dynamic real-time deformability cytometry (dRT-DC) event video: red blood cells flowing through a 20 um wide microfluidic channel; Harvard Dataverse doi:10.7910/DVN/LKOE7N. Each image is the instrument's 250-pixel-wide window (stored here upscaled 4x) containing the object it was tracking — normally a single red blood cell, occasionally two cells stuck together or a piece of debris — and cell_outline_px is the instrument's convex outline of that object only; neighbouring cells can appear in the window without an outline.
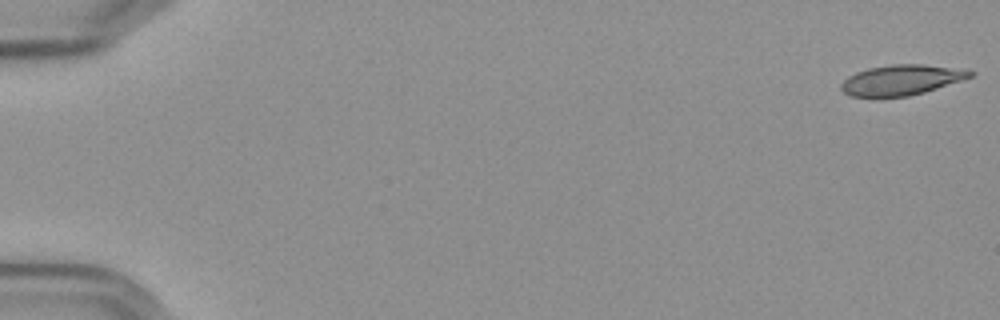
{"species": "Egyptian fruit bat (a non-hibernating species)", "species_latin": "Rousettus aegyptiacus", "temperature_condition": "cold", "stored_images_in_passage": 57, "camera_frame_rate_fps": 3000, "um_per_image_px": 0.085, "frame": {"image": 1, "passage_image": 1, "time_ms": 0.0, "image_size_px": [1000, 320], "cell_outline_px": [[976, 72], [972, 76], [924, 92], [908, 96], [880, 100], [852, 96], [844, 92], [840, 88], [840, 84], [848, 76], [856, 72], [868, 68], [892, 64], [924, 64]], "centroid_in_image_um": [76.49, 6.84], "position_along_channel_um": 8.5, "area_um2": 23.06}}
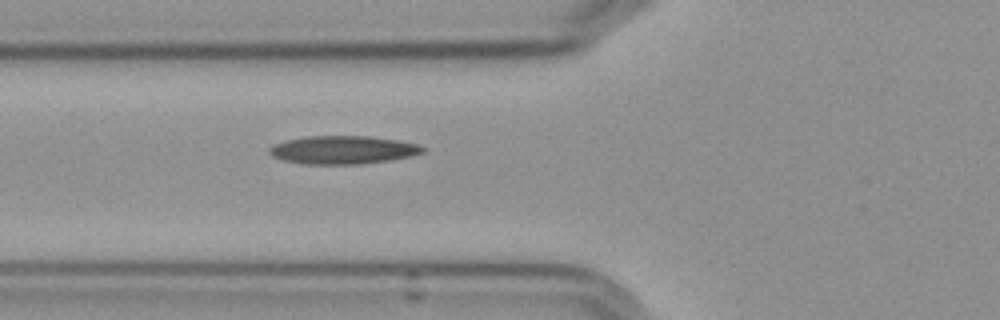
{"frame": {"image": 2, "passage_image": 22, "time_ms": 7.0, "image_size_px": [1000, 320], "cell_outline_px": [[428, 148], [424, 152], [412, 156], [388, 160], [360, 164], [304, 164], [284, 160], [272, 156], [268, 152], [268, 148], [272, 144], [288, 140], [308, 136], [368, 136], [396, 140], [420, 144]], "centroid_in_image_um": [29.17, 12.74], "position_along_channel_um": 96.6, "area_um2": 25.26}}
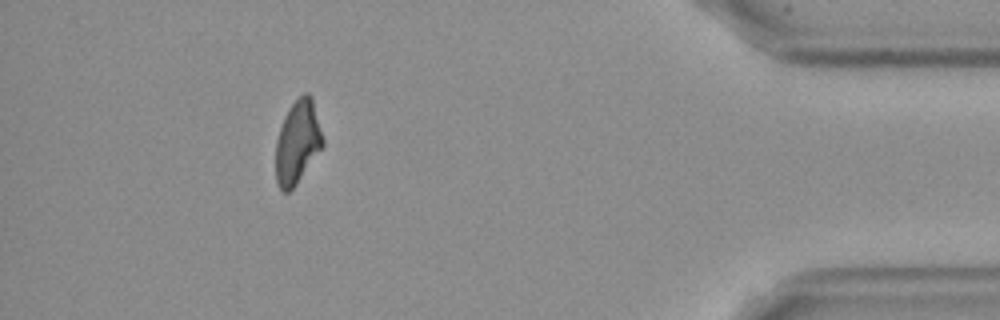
{"frame": {"image": 3, "passage_image": 52, "time_ms": 17.0, "image_size_px": [1000, 320], "cell_outline_px": [[324, 144], [296, 184], [288, 192], [284, 192], [276, 184], [276, 140], [284, 116], [288, 108], [304, 92], [308, 92], [312, 96], [324, 140]], "centroid_in_image_um": [25.29, 12.06], "position_along_channel_um": 409.9, "area_um2": 22.66}, "authors_computed_cell_mechanics": {"area_um2": 23.8136, "velocity_mm_per_s": 3.6001, "shape_relaxation_time_tau1_ms": 10.1972, "shape_relaxation_time_tau2_ms": 3.3776, "deformation_change_tau1": 0.2169, "deformation_change_tau2": 0.1038}}